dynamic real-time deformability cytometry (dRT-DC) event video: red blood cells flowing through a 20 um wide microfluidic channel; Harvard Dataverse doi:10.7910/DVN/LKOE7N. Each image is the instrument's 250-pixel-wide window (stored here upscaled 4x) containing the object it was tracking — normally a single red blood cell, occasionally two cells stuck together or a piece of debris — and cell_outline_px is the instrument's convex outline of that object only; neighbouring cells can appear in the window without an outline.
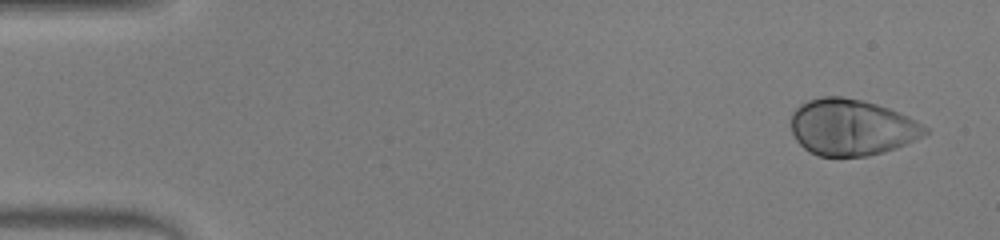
{"species": "human", "species_latin": "Homo sapiens", "temperature_condition": "warm", "stored_images_in_passage": 53, "camera_frame_rate_fps": 3000, "um_per_image_px": 0.085, "donor": {"sex": "male"}, "frame": {"image": 1, "passage_image": 3, "time_ms": 0.667, "image_size_px": [1000, 240], "cell_outline_px": [[928, 132], [924, 136], [896, 148], [884, 152], [868, 156], [816, 156], [808, 152], [796, 140], [792, 132], [792, 112], [800, 104], [808, 100], [824, 96], [840, 96], [860, 100], [876, 104], [888, 108], [908, 116], [924, 124], [928, 128]], "centroid_in_image_um": [72.39, 10.83], "position_along_channel_um": 12.6, "area_um2": 44.1}}
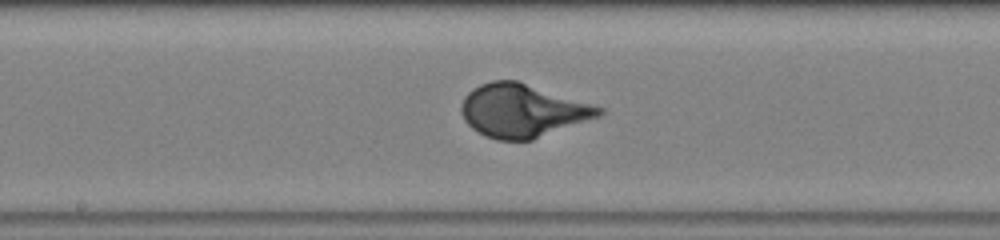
{"frame": {"image": 2, "passage_image": 28, "time_ms": 9.0, "image_size_px": [1000, 240], "cell_outline_px": [[604, 112], [600, 116], [532, 140], [496, 140], [484, 136], [472, 128], [464, 120], [460, 112], [460, 104], [464, 96], [472, 88], [480, 84], [492, 80], [516, 80], [592, 104], [604, 108]], "centroid_in_image_um": [44.36, 9.41], "position_along_channel_um": 203.8, "area_um2": 42.66}}
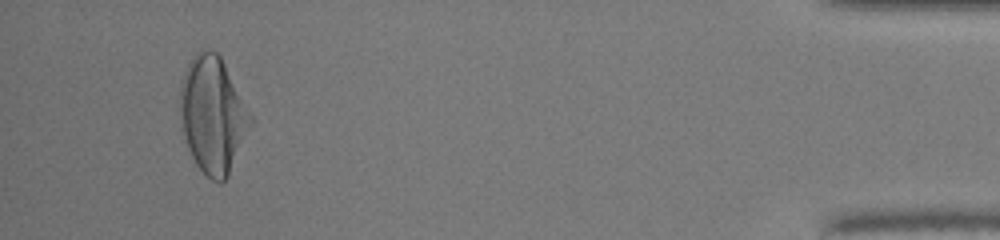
{"frame": {"image": 3, "passage_image": 50, "time_ms": 16.333, "image_size_px": [1000, 240], "cell_outline_px": [[252, 124], [228, 176], [220, 184], [212, 180], [196, 164], [188, 148], [184, 136], [180, 116], [180, 84], [184, 72], [192, 56], [200, 48], [208, 48], [216, 52], [220, 56], [252, 116]], "centroid_in_image_um": [18.07, 9.74], "position_along_channel_um": 417.1, "area_um2": 47.51}}